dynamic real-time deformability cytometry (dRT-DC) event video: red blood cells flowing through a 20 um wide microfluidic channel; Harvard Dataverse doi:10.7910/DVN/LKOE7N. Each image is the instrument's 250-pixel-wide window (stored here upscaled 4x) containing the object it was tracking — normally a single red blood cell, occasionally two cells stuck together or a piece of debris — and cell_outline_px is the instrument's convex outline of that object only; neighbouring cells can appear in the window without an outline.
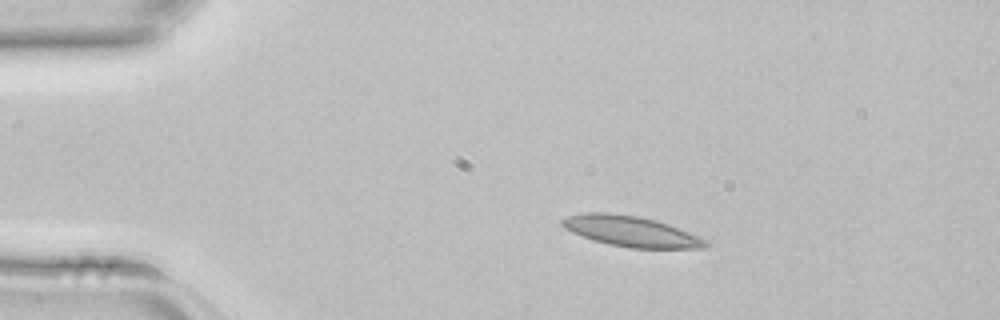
{"species": "common noctule bat (a hibernating species)", "species_latin": "Nyctalus noctula", "temperature_condition": "room temperature", "stored_images_in_passage": 2, "camera_frame_rate_fps": 3000, "um_per_image_px": 0.085, "animal": {"sex": "female", "body_mass_g": 22.7, "forearm_length_mm": 54.2}, "frame": {"image": 1, "passage_image": 1, "time_ms": 0.0, "image_size_px": [1000, 320], "cell_outline_px": [[712, 244], [708, 248], [628, 248], [608, 244], [572, 232], [564, 228], [560, 224], [560, 220], [568, 216], [584, 212], [608, 212], [640, 216], [656, 220], [668, 224], [708, 240]], "centroid_in_image_um": [53.66, 19.66], "position_along_channel_um": 31.3, "area_um2": 25.66}}
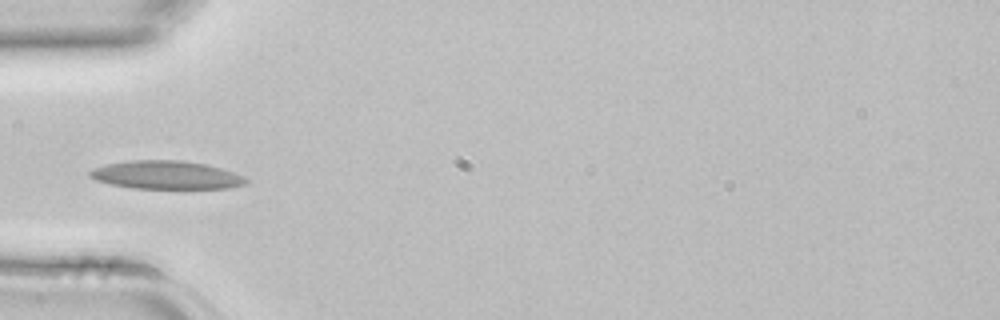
{"frame": {"image": 2, "passage_image": 2, "time_ms": 0.333, "image_size_px": [1000, 320], "cell_outline_px": [[248, 180], [244, 184], [228, 188], [132, 188], [112, 184], [96, 180], [88, 176], [88, 172], [92, 168], [108, 164], [128, 160], [180, 160], [204, 164], [220, 168], [244, 176]], "centroid_in_image_um": [14.09, 14.87], "position_along_channel_um": 70.9, "area_um2": 25.49}}